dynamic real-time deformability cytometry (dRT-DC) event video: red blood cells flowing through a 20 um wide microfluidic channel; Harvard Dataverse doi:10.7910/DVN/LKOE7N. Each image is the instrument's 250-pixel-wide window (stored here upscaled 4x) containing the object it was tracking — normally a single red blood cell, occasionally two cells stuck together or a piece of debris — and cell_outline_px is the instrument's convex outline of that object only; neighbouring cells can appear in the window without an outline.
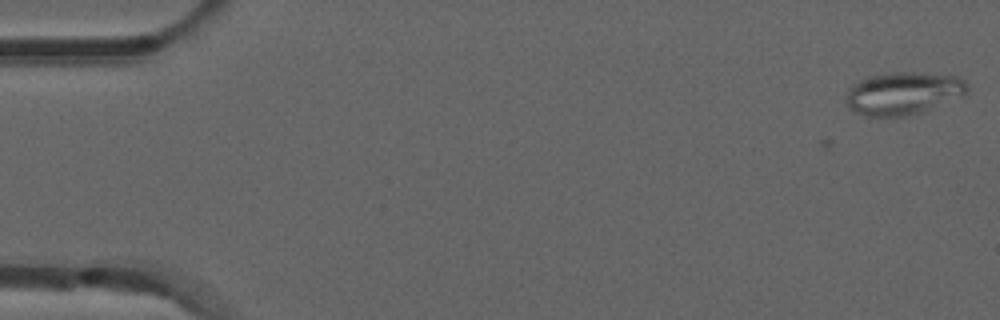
{"species": "common noctule bat (a hibernating species)", "species_latin": "Nyctalus noctula", "temperature_condition": "room temperature", "stored_images_in_passage": 6, "camera_frame_rate_fps": 3000, "um_per_image_px": 0.085, "animal": {"sex": "male", "forearm_length_mm": 52.5}, "frame": {"image": 1, "passage_image": 6, "time_ms": 1.667, "image_size_px": [1000, 320], "cell_outline_px": [[968, 96], [904, 116], [864, 116], [856, 112], [848, 104], [848, 88], [852, 84], [868, 76], [896, 72], [912, 72], [960, 76], [968, 84]], "centroid_in_image_um": [76.85, 7.91], "position_along_channel_um": 8.1, "area_um2": 30.06}}